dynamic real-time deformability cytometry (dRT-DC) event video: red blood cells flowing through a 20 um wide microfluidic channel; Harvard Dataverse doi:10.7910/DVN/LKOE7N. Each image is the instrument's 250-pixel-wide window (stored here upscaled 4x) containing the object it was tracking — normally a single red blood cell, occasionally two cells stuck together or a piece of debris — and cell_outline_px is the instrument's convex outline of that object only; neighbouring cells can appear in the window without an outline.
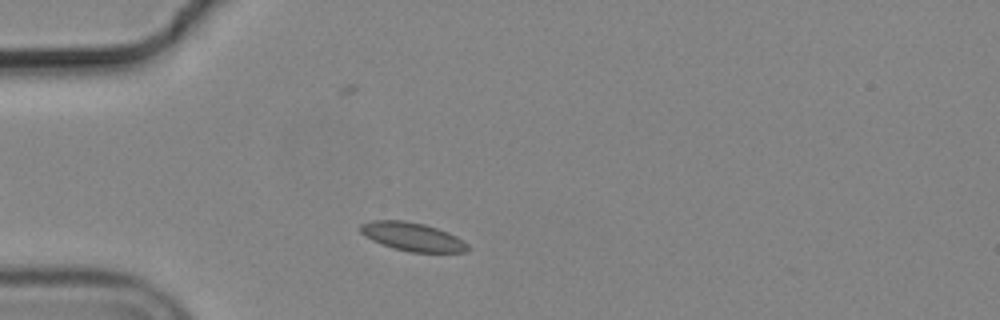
{"species": "common noctule bat (a hibernating species)", "species_latin": "Nyctalus noctula", "temperature_condition": "cold", "stored_images_in_passage": 37, "camera_frame_rate_fps": 3000, "um_per_image_px": 0.085, "animal": {"sex": "male", "body_mass_g": 19.2, "forearm_length_mm": 51.8}, "frame": {"image": 1, "passage_image": 6, "time_ms": 1.667, "image_size_px": [1000, 320], "cell_outline_px": [[468, 248], [464, 252], [412, 252], [396, 248], [372, 240], [364, 236], [360, 232], [360, 224], [368, 220], [404, 220], [424, 224], [448, 232], [456, 236], [468, 244]], "centroid_in_image_um": [35.02, 20.1], "position_along_channel_um": 50.0, "area_um2": 17.63}}
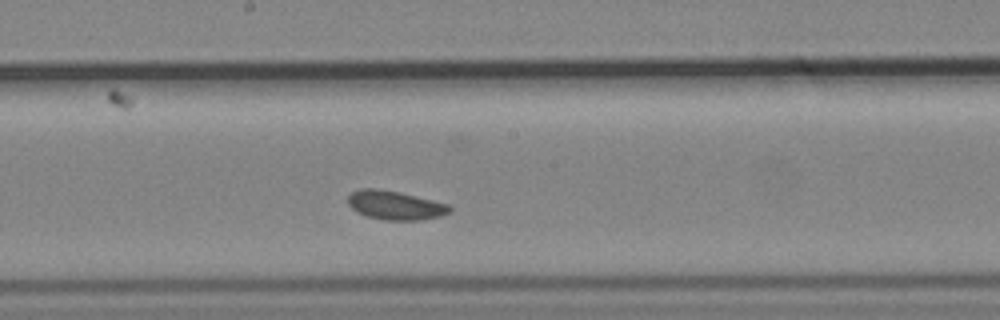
{"frame": {"image": 2, "passage_image": 21, "time_ms": 6.667, "image_size_px": [1000, 320], "cell_outline_px": [[452, 208], [448, 212], [440, 216], [420, 220], [384, 220], [368, 216], [356, 212], [348, 204], [348, 196], [352, 192], [360, 188], [380, 188], [400, 192], [448, 204]], "centroid_in_image_um": [33.55, 17.43], "position_along_channel_um": 214.6, "area_um2": 17.11}}
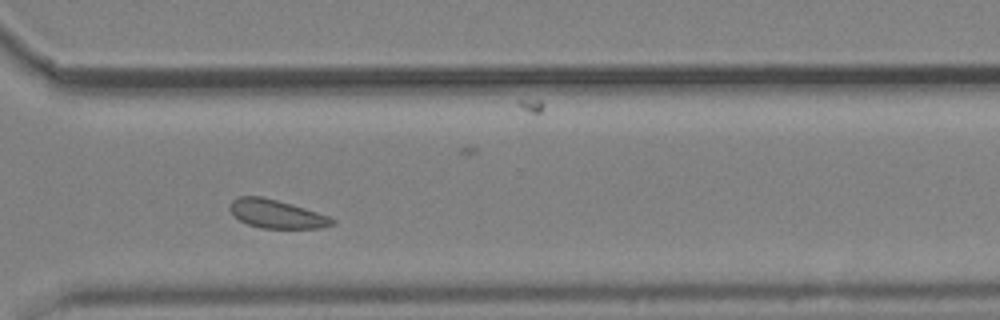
{"frame": {"image": 3, "passage_image": 32, "time_ms": 10.333, "image_size_px": [1000, 320], "cell_outline_px": [[336, 224], [320, 228], [260, 228], [248, 224], [240, 220], [228, 208], [228, 204], [232, 200], [240, 196], [260, 196], [276, 200], [304, 208], [328, 216], [336, 220]], "centroid_in_image_um": [23.5, 18.19], "position_along_channel_um": 347.1, "area_um2": 16.82}, "authors_computed_cell_mechanics": {"area_um2": 17.1088, "velocity_mm_per_s": 3.6094, "shape_relaxation_time_tau1_ms": null, "shape_relaxation_time_tau2_ms": 1.7947, "deformation_change_tau1": null, "deformation_change_tau2": 0.0555}}